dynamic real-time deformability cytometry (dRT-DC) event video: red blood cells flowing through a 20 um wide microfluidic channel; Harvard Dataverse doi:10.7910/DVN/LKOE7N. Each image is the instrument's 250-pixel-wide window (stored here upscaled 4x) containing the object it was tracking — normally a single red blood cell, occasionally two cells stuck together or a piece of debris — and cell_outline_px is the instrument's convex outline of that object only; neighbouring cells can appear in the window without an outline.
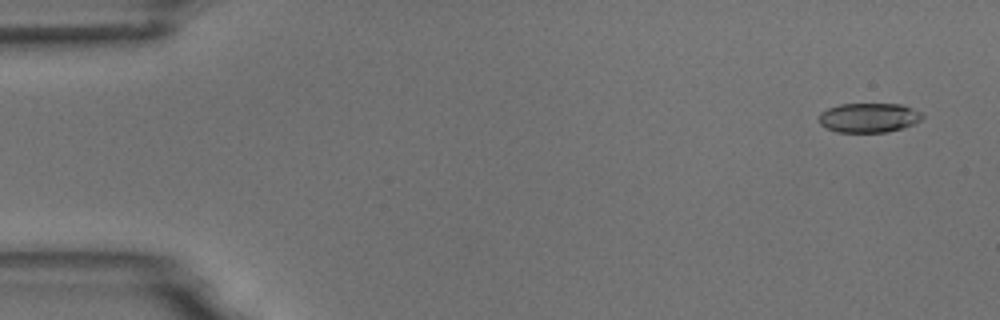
{"species": "common noctule bat (a hibernating species)", "species_latin": "Nyctalus noctula", "temperature_condition": "room temperature", "stored_images_in_passage": 5, "segment_of_instrument_passage": [1, 2], "camera_frame_rate_fps": 3000, "um_per_image_px": 0.085, "animal": {"sex": "male", "body_mass_g": 18.8}, "frame": {"image": 1, "passage_image": 1, "time_ms": 0.0, "image_size_px": [1000, 320], "cell_outline_px": [[924, 116], [920, 120], [904, 128], [888, 132], [836, 132], [820, 124], [820, 112], [828, 108], [840, 104], [900, 104], [912, 108], [920, 112]], "centroid_in_image_um": [73.85, 10.0], "position_along_channel_um": 11.1, "area_um2": 17.69}}
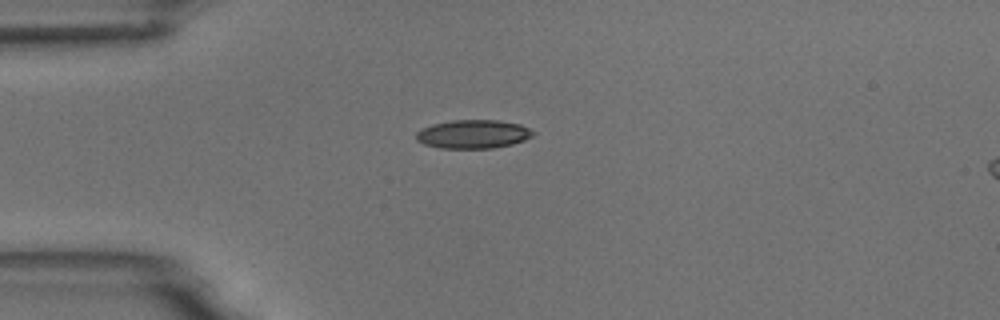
{"frame": {"image": 2, "passage_image": 4, "time_ms": 3.667, "image_size_px": [1000, 320], "cell_outline_px": [[536, 132], [532, 136], [524, 140], [512, 144], [492, 148], [440, 148], [424, 144], [416, 140], [416, 132], [420, 128], [432, 124], [452, 120], [500, 120], [520, 124]], "centroid_in_image_um": [40.2, 11.39], "position_along_channel_um": 44.8, "area_um2": 19.59}}